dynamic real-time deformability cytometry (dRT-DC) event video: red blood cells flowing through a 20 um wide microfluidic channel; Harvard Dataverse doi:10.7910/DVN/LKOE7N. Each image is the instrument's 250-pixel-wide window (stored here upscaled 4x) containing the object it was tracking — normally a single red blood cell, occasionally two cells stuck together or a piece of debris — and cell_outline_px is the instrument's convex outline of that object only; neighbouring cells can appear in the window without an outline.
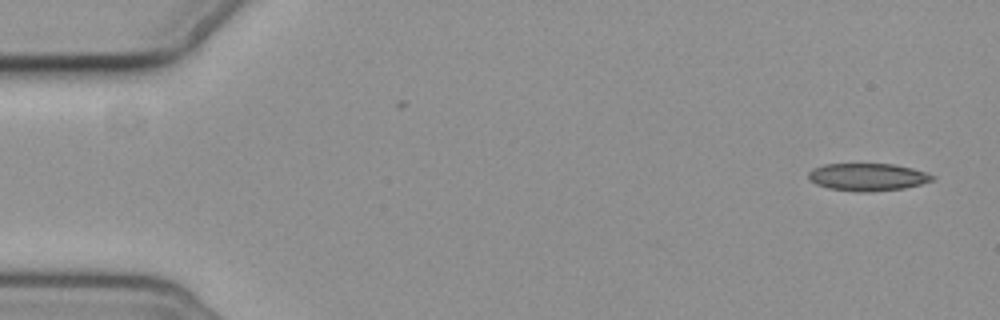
{"species": "common noctule bat (a hibernating species)", "species_latin": "Nyctalus noctula", "temperature_condition": "cold", "stored_images_in_passage": 5, "camera_frame_rate_fps": 3000, "um_per_image_px": 0.085, "animal": {"sex": "female", "body_mass_g": 19.3, "forearm_length_mm": 54.1}, "frame": {"image": 1, "passage_image": 1, "time_ms": 0.0, "image_size_px": [1000, 320], "cell_outline_px": [[936, 180], [904, 188], [868, 192], [860, 192], [828, 188], [816, 184], [808, 176], [808, 172], [812, 168], [824, 164], [896, 164], [912, 168], [936, 176]], "centroid_in_image_um": [73.77, 15.04], "position_along_channel_um": 11.2, "area_um2": 19.88}}
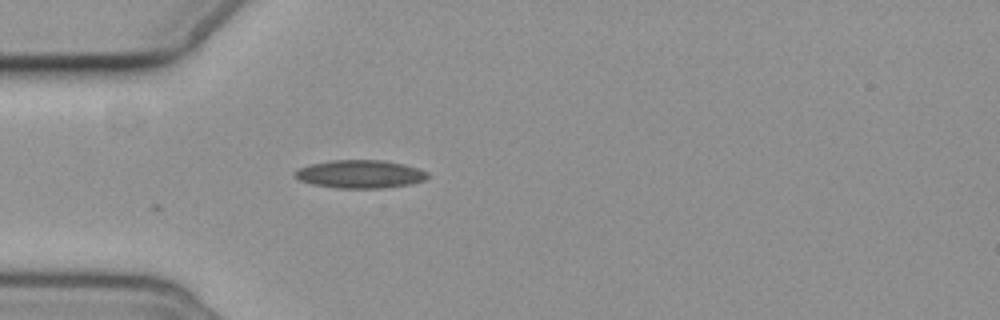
{"frame": {"image": 2, "passage_image": 5, "time_ms": 4.667, "image_size_px": [1000, 320], "cell_outline_px": [[428, 176], [424, 180], [412, 184], [384, 188], [336, 188], [312, 184], [300, 180], [292, 176], [292, 172], [300, 168], [312, 164], [332, 160], [384, 160], [404, 164], [428, 172]], "centroid_in_image_um": [30.6, 14.8], "position_along_channel_um": 54.4, "area_um2": 21.79}}